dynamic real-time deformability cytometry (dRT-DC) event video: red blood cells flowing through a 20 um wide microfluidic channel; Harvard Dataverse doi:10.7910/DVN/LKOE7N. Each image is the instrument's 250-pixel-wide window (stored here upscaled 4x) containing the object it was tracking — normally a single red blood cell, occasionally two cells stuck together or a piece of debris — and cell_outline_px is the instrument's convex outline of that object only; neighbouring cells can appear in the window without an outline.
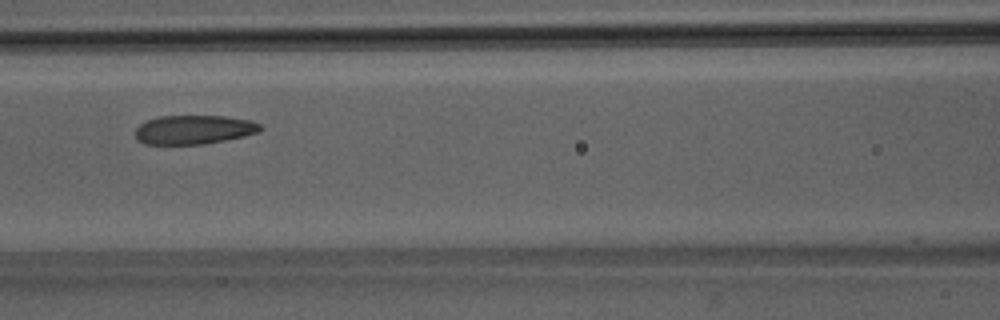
{"species": "Egyptian fruit bat (a non-hibernating species)", "species_latin": "Rousettus aegyptiacus", "temperature_condition": "room temperature", "stored_images_in_passage": 4, "camera_frame_rate_fps": 3000, "um_per_image_px": 0.085, "animal": {"sex": "male"}, "frame": {"image": 1, "passage_image": 4, "time_ms": 3.333, "image_size_px": [1000, 320], "cell_outline_px": [[264, 128], [260, 132], [244, 136], [204, 144], [144, 144], [136, 140], [136, 128], [140, 124], [148, 120], [160, 116], [224, 116], [252, 120], [260, 124]], "centroid_in_image_um": [16.51, 11.02], "position_along_channel_um": 150.1, "area_um2": 21.21}}